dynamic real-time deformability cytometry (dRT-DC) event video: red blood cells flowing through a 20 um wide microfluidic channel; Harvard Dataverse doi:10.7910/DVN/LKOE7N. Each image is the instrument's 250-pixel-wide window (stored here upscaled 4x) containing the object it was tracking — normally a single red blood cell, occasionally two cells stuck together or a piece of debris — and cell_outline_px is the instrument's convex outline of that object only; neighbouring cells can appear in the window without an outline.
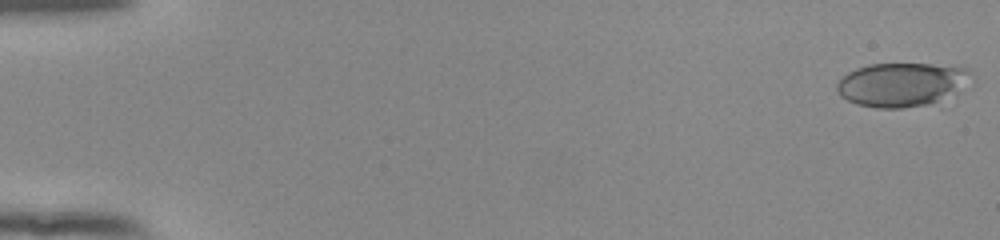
{"species": "human", "species_latin": "Homo sapiens", "temperature_condition": "room temperature", "stored_images_in_passage": 54, "camera_frame_rate_fps": 3000, "um_per_image_px": 0.085, "donor": {"sex": "female"}, "frame": {"image": 1, "passage_image": 1, "time_ms": 0.0, "image_size_px": [1000, 240], "cell_outline_px": [[972, 76], [956, 100], [900, 108], [876, 108], [856, 104], [840, 96], [836, 92], [836, 84], [848, 72], [856, 68], [868, 64], [932, 64], [968, 68], [972, 72]], "centroid_in_image_um": [76.74, 7.21], "position_along_channel_um": 8.3, "area_um2": 35.26}}
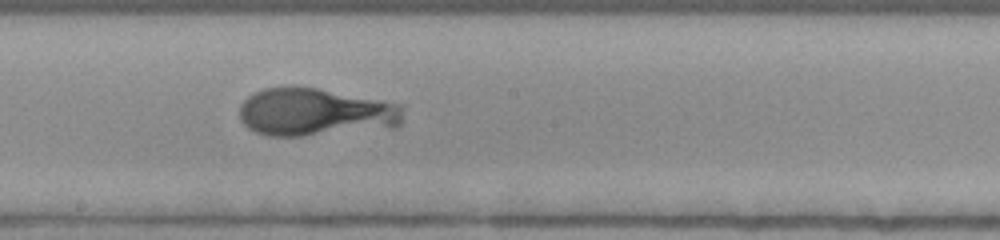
{"frame": {"image": 2, "passage_image": 31, "time_ms": 10.0, "image_size_px": [1000, 240], "cell_outline_px": [[404, 120], [396, 128], [304, 136], [268, 136], [256, 132], [248, 128], [240, 120], [240, 104], [252, 92], [264, 88], [316, 88], [384, 100], [400, 104], [404, 108]], "centroid_in_image_um": [26.87, 9.56], "position_along_channel_um": 221.3, "area_um2": 46.18}}
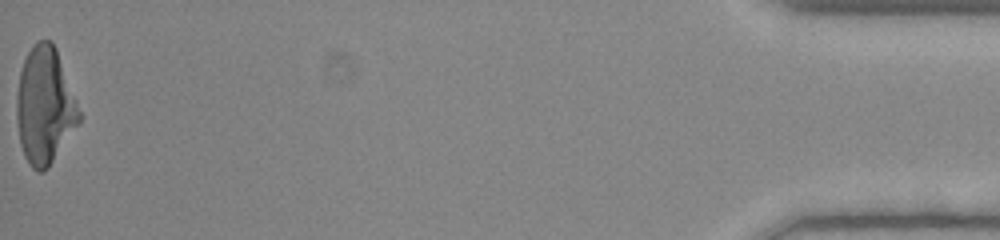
{"frame": {"image": 3, "passage_image": 54, "time_ms": 17.667, "image_size_px": [1000, 240], "cell_outline_px": [[80, 120], [48, 168], [44, 172], [36, 172], [28, 164], [24, 156], [20, 144], [16, 120], [16, 96], [20, 72], [24, 60], [32, 44], [36, 40], [52, 40], [56, 48], [80, 112]], "centroid_in_image_um": [3.76, 9.0], "position_along_channel_um": 431.4, "area_um2": 42.31}}